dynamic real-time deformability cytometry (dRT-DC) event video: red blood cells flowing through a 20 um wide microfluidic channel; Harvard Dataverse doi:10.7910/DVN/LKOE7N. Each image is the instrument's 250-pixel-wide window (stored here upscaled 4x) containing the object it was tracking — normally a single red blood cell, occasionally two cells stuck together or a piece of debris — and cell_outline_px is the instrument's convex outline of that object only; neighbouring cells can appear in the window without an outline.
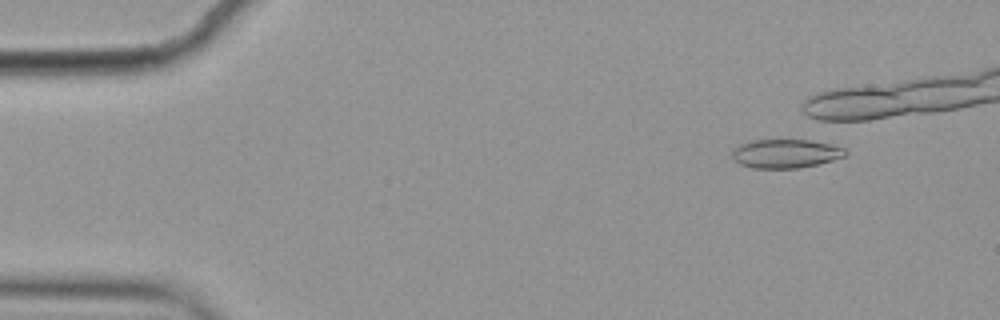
{"species": "common noctule bat (a hibernating species)", "species_latin": "Nyctalus noctula", "temperature_condition": "cold", "stored_images_in_passage": 8, "camera_frame_rate_fps": 3000, "um_per_image_px": 0.085, "animal": {"sex": "female", "body_mass_g": 19.9}, "frame": {"image": 1, "passage_image": 2, "time_ms": 0.333, "image_size_px": [1000, 320], "cell_outline_px": [[848, 152], [844, 156], [820, 164], [800, 168], [752, 168], [740, 164], [732, 156], [732, 148], [748, 140], [812, 140], [844, 148]], "centroid_in_image_um": [66.75, 13.05], "position_along_channel_um": 18.2, "area_um2": 19.07}}